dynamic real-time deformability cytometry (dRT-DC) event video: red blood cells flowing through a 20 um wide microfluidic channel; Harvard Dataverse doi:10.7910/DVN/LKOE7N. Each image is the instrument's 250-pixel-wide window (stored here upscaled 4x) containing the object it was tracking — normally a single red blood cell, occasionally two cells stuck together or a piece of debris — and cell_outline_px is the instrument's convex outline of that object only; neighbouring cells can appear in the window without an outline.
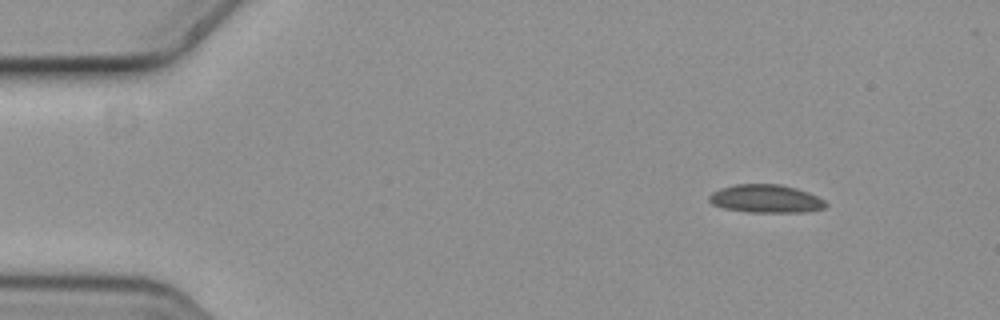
{"species": "common noctule bat (a hibernating species)", "species_latin": "Nyctalus noctula", "temperature_condition": "cold", "stored_images_in_passage": 6, "camera_frame_rate_fps": 3000, "um_per_image_px": 0.085, "animal": {"sex": "female", "body_mass_g": 19.3, "forearm_length_mm": 54.1}, "frame": {"image": 1, "passage_image": 1, "time_ms": 0.0, "image_size_px": [1000, 320], "cell_outline_px": [[828, 204], [824, 208], [808, 212], [748, 212], [724, 208], [712, 204], [708, 200], [708, 196], [712, 192], [720, 188], [736, 184], [780, 184], [796, 188], [808, 192], [824, 200]], "centroid_in_image_um": [65.09, 16.89], "position_along_channel_um": 19.9, "area_um2": 19.19}}
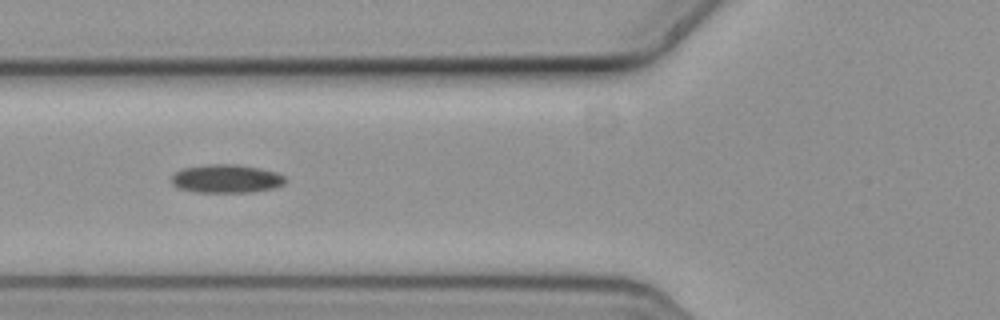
{"frame": {"image": 2, "passage_image": 5, "time_ms": 1.333, "image_size_px": [1000, 320], "cell_outline_px": [[284, 184], [276, 188], [252, 192], [196, 192], [176, 188], [172, 184], [172, 176], [180, 168], [208, 164], [236, 164], [260, 168], [276, 172], [284, 176]], "centroid_in_image_um": [19.22, 15.19], "position_along_channel_um": 106.6, "area_um2": 19.02}}
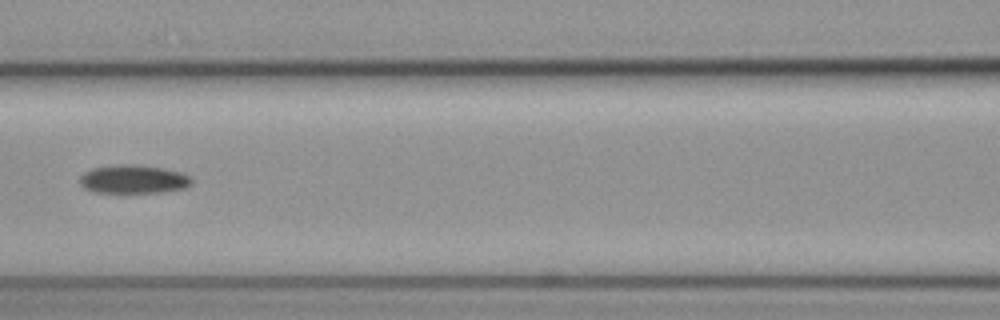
{"frame": {"image": 3, "passage_image": 6, "time_ms": 1.667, "image_size_px": [1000, 320], "cell_outline_px": [[192, 184], [188, 188], [164, 192], [92, 192], [84, 188], [80, 184], [80, 176], [84, 172], [92, 168], [116, 164], [136, 164], [164, 168], [180, 172], [192, 176]], "centroid_in_image_um": [11.37, 15.23], "position_along_channel_um": 155.2, "area_um2": 18.9}}